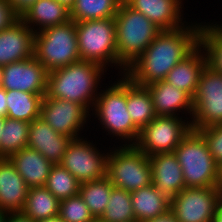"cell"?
<instances>
[{
    "mask_svg": "<svg viewBox=\"0 0 222 222\" xmlns=\"http://www.w3.org/2000/svg\"><path fill=\"white\" fill-rule=\"evenodd\" d=\"M222 124V73L206 64L193 97L191 125L198 130Z\"/></svg>",
    "mask_w": 222,
    "mask_h": 222,
    "instance_id": "10",
    "label": "cell"
},
{
    "mask_svg": "<svg viewBox=\"0 0 222 222\" xmlns=\"http://www.w3.org/2000/svg\"><path fill=\"white\" fill-rule=\"evenodd\" d=\"M118 60L127 68L162 31L124 0L114 17Z\"/></svg>",
    "mask_w": 222,
    "mask_h": 222,
    "instance_id": "5",
    "label": "cell"
},
{
    "mask_svg": "<svg viewBox=\"0 0 222 222\" xmlns=\"http://www.w3.org/2000/svg\"><path fill=\"white\" fill-rule=\"evenodd\" d=\"M59 216L64 222H94L96 220L79 194L60 201Z\"/></svg>",
    "mask_w": 222,
    "mask_h": 222,
    "instance_id": "34",
    "label": "cell"
},
{
    "mask_svg": "<svg viewBox=\"0 0 222 222\" xmlns=\"http://www.w3.org/2000/svg\"><path fill=\"white\" fill-rule=\"evenodd\" d=\"M19 19L8 1L0 0V32L11 27Z\"/></svg>",
    "mask_w": 222,
    "mask_h": 222,
    "instance_id": "36",
    "label": "cell"
},
{
    "mask_svg": "<svg viewBox=\"0 0 222 222\" xmlns=\"http://www.w3.org/2000/svg\"><path fill=\"white\" fill-rule=\"evenodd\" d=\"M60 201L45 187L29 188L21 213L32 221L59 215Z\"/></svg>",
    "mask_w": 222,
    "mask_h": 222,
    "instance_id": "26",
    "label": "cell"
},
{
    "mask_svg": "<svg viewBox=\"0 0 222 222\" xmlns=\"http://www.w3.org/2000/svg\"><path fill=\"white\" fill-rule=\"evenodd\" d=\"M213 222H222V203L218 206Z\"/></svg>",
    "mask_w": 222,
    "mask_h": 222,
    "instance_id": "41",
    "label": "cell"
},
{
    "mask_svg": "<svg viewBox=\"0 0 222 222\" xmlns=\"http://www.w3.org/2000/svg\"><path fill=\"white\" fill-rule=\"evenodd\" d=\"M221 203L218 187L184 188L170 199V211L177 222H213Z\"/></svg>",
    "mask_w": 222,
    "mask_h": 222,
    "instance_id": "11",
    "label": "cell"
},
{
    "mask_svg": "<svg viewBox=\"0 0 222 222\" xmlns=\"http://www.w3.org/2000/svg\"><path fill=\"white\" fill-rule=\"evenodd\" d=\"M107 177L114 187L132 192L152 184L149 156L135 145L109 147Z\"/></svg>",
    "mask_w": 222,
    "mask_h": 222,
    "instance_id": "8",
    "label": "cell"
},
{
    "mask_svg": "<svg viewBox=\"0 0 222 222\" xmlns=\"http://www.w3.org/2000/svg\"><path fill=\"white\" fill-rule=\"evenodd\" d=\"M5 214L3 210H0V222H3Z\"/></svg>",
    "mask_w": 222,
    "mask_h": 222,
    "instance_id": "46",
    "label": "cell"
},
{
    "mask_svg": "<svg viewBox=\"0 0 222 222\" xmlns=\"http://www.w3.org/2000/svg\"><path fill=\"white\" fill-rule=\"evenodd\" d=\"M153 186L168 198L185 188L182 168L176 154L161 153L149 156Z\"/></svg>",
    "mask_w": 222,
    "mask_h": 222,
    "instance_id": "18",
    "label": "cell"
},
{
    "mask_svg": "<svg viewBox=\"0 0 222 222\" xmlns=\"http://www.w3.org/2000/svg\"><path fill=\"white\" fill-rule=\"evenodd\" d=\"M47 75L45 67L33 56L3 66L1 87L6 91L17 90L46 95Z\"/></svg>",
    "mask_w": 222,
    "mask_h": 222,
    "instance_id": "14",
    "label": "cell"
},
{
    "mask_svg": "<svg viewBox=\"0 0 222 222\" xmlns=\"http://www.w3.org/2000/svg\"><path fill=\"white\" fill-rule=\"evenodd\" d=\"M2 77H3V67L0 66V87H1V83H2Z\"/></svg>",
    "mask_w": 222,
    "mask_h": 222,
    "instance_id": "47",
    "label": "cell"
},
{
    "mask_svg": "<svg viewBox=\"0 0 222 222\" xmlns=\"http://www.w3.org/2000/svg\"><path fill=\"white\" fill-rule=\"evenodd\" d=\"M91 112L73 101L49 98L45 95L41 102L40 118L54 131L71 139L82 137L85 125L91 119Z\"/></svg>",
    "mask_w": 222,
    "mask_h": 222,
    "instance_id": "13",
    "label": "cell"
},
{
    "mask_svg": "<svg viewBox=\"0 0 222 222\" xmlns=\"http://www.w3.org/2000/svg\"><path fill=\"white\" fill-rule=\"evenodd\" d=\"M79 56L81 60L118 69V77L124 75L126 67L118 60L116 22L114 18L97 19L76 23Z\"/></svg>",
    "mask_w": 222,
    "mask_h": 222,
    "instance_id": "4",
    "label": "cell"
},
{
    "mask_svg": "<svg viewBox=\"0 0 222 222\" xmlns=\"http://www.w3.org/2000/svg\"><path fill=\"white\" fill-rule=\"evenodd\" d=\"M6 113H7L6 90L0 87V117H6Z\"/></svg>",
    "mask_w": 222,
    "mask_h": 222,
    "instance_id": "39",
    "label": "cell"
},
{
    "mask_svg": "<svg viewBox=\"0 0 222 222\" xmlns=\"http://www.w3.org/2000/svg\"><path fill=\"white\" fill-rule=\"evenodd\" d=\"M94 222H103V221L100 219H96ZM122 222H124V221H122ZM129 222H137V221H129Z\"/></svg>",
    "mask_w": 222,
    "mask_h": 222,
    "instance_id": "48",
    "label": "cell"
},
{
    "mask_svg": "<svg viewBox=\"0 0 222 222\" xmlns=\"http://www.w3.org/2000/svg\"><path fill=\"white\" fill-rule=\"evenodd\" d=\"M202 22H189L174 29L163 30L130 64L125 75L134 83L147 86L165 80L167 74L200 45Z\"/></svg>",
    "mask_w": 222,
    "mask_h": 222,
    "instance_id": "1",
    "label": "cell"
},
{
    "mask_svg": "<svg viewBox=\"0 0 222 222\" xmlns=\"http://www.w3.org/2000/svg\"><path fill=\"white\" fill-rule=\"evenodd\" d=\"M104 73L108 74L107 70L97 63L85 60L73 62L48 73L46 95L76 102L91 112L99 94L98 88L103 86Z\"/></svg>",
    "mask_w": 222,
    "mask_h": 222,
    "instance_id": "2",
    "label": "cell"
},
{
    "mask_svg": "<svg viewBox=\"0 0 222 222\" xmlns=\"http://www.w3.org/2000/svg\"><path fill=\"white\" fill-rule=\"evenodd\" d=\"M28 186L9 158H0V210L5 213L21 212Z\"/></svg>",
    "mask_w": 222,
    "mask_h": 222,
    "instance_id": "20",
    "label": "cell"
},
{
    "mask_svg": "<svg viewBox=\"0 0 222 222\" xmlns=\"http://www.w3.org/2000/svg\"><path fill=\"white\" fill-rule=\"evenodd\" d=\"M62 5H64L67 9L71 10V8L74 6L76 0H55Z\"/></svg>",
    "mask_w": 222,
    "mask_h": 222,
    "instance_id": "42",
    "label": "cell"
},
{
    "mask_svg": "<svg viewBox=\"0 0 222 222\" xmlns=\"http://www.w3.org/2000/svg\"><path fill=\"white\" fill-rule=\"evenodd\" d=\"M3 222H34L21 212L6 213Z\"/></svg>",
    "mask_w": 222,
    "mask_h": 222,
    "instance_id": "38",
    "label": "cell"
},
{
    "mask_svg": "<svg viewBox=\"0 0 222 222\" xmlns=\"http://www.w3.org/2000/svg\"><path fill=\"white\" fill-rule=\"evenodd\" d=\"M183 118L156 116L140 131L135 146L147 156L174 152L192 130L190 118Z\"/></svg>",
    "mask_w": 222,
    "mask_h": 222,
    "instance_id": "9",
    "label": "cell"
},
{
    "mask_svg": "<svg viewBox=\"0 0 222 222\" xmlns=\"http://www.w3.org/2000/svg\"><path fill=\"white\" fill-rule=\"evenodd\" d=\"M127 111L140 131L157 116L148 88L132 82L128 77Z\"/></svg>",
    "mask_w": 222,
    "mask_h": 222,
    "instance_id": "25",
    "label": "cell"
},
{
    "mask_svg": "<svg viewBox=\"0 0 222 222\" xmlns=\"http://www.w3.org/2000/svg\"><path fill=\"white\" fill-rule=\"evenodd\" d=\"M81 183L61 164H53L45 187L59 200L79 194Z\"/></svg>",
    "mask_w": 222,
    "mask_h": 222,
    "instance_id": "32",
    "label": "cell"
},
{
    "mask_svg": "<svg viewBox=\"0 0 222 222\" xmlns=\"http://www.w3.org/2000/svg\"><path fill=\"white\" fill-rule=\"evenodd\" d=\"M117 82L99 90L95 100L92 116L99 120L102 130L114 139L120 141V145H135L140 130L134 125L127 111V76L120 75ZM121 78V79H120ZM112 135V136H111ZM124 142V144H123Z\"/></svg>",
    "mask_w": 222,
    "mask_h": 222,
    "instance_id": "3",
    "label": "cell"
},
{
    "mask_svg": "<svg viewBox=\"0 0 222 222\" xmlns=\"http://www.w3.org/2000/svg\"><path fill=\"white\" fill-rule=\"evenodd\" d=\"M131 202L137 222L154 219L170 210V198L153 184L131 192Z\"/></svg>",
    "mask_w": 222,
    "mask_h": 222,
    "instance_id": "24",
    "label": "cell"
},
{
    "mask_svg": "<svg viewBox=\"0 0 222 222\" xmlns=\"http://www.w3.org/2000/svg\"><path fill=\"white\" fill-rule=\"evenodd\" d=\"M36 222H64L59 215L55 216V217H50V218H46V219H42Z\"/></svg>",
    "mask_w": 222,
    "mask_h": 222,
    "instance_id": "43",
    "label": "cell"
},
{
    "mask_svg": "<svg viewBox=\"0 0 222 222\" xmlns=\"http://www.w3.org/2000/svg\"><path fill=\"white\" fill-rule=\"evenodd\" d=\"M113 187L107 176L81 183L79 195L95 219H99L103 215Z\"/></svg>",
    "mask_w": 222,
    "mask_h": 222,
    "instance_id": "30",
    "label": "cell"
},
{
    "mask_svg": "<svg viewBox=\"0 0 222 222\" xmlns=\"http://www.w3.org/2000/svg\"><path fill=\"white\" fill-rule=\"evenodd\" d=\"M34 57L48 73L81 60L76 22L69 20L35 33Z\"/></svg>",
    "mask_w": 222,
    "mask_h": 222,
    "instance_id": "7",
    "label": "cell"
},
{
    "mask_svg": "<svg viewBox=\"0 0 222 222\" xmlns=\"http://www.w3.org/2000/svg\"><path fill=\"white\" fill-rule=\"evenodd\" d=\"M132 9L142 13L158 28L174 30L186 25L184 0H124ZM183 6V7H182ZM184 20V21H183Z\"/></svg>",
    "mask_w": 222,
    "mask_h": 222,
    "instance_id": "15",
    "label": "cell"
},
{
    "mask_svg": "<svg viewBox=\"0 0 222 222\" xmlns=\"http://www.w3.org/2000/svg\"><path fill=\"white\" fill-rule=\"evenodd\" d=\"M146 87L151 94L157 116L181 117V112L182 115H190L189 118L191 121L193 115V98L188 93L170 85L164 80L151 83Z\"/></svg>",
    "mask_w": 222,
    "mask_h": 222,
    "instance_id": "19",
    "label": "cell"
},
{
    "mask_svg": "<svg viewBox=\"0 0 222 222\" xmlns=\"http://www.w3.org/2000/svg\"><path fill=\"white\" fill-rule=\"evenodd\" d=\"M206 140L209 151L218 165L222 164V124L197 130Z\"/></svg>",
    "mask_w": 222,
    "mask_h": 222,
    "instance_id": "35",
    "label": "cell"
},
{
    "mask_svg": "<svg viewBox=\"0 0 222 222\" xmlns=\"http://www.w3.org/2000/svg\"><path fill=\"white\" fill-rule=\"evenodd\" d=\"M20 19L38 33L46 28L67 23L70 20V10L55 0H38Z\"/></svg>",
    "mask_w": 222,
    "mask_h": 222,
    "instance_id": "23",
    "label": "cell"
},
{
    "mask_svg": "<svg viewBox=\"0 0 222 222\" xmlns=\"http://www.w3.org/2000/svg\"><path fill=\"white\" fill-rule=\"evenodd\" d=\"M108 155L109 151L102 152L96 143L81 137L71 140L60 164L80 183H85L107 176Z\"/></svg>",
    "mask_w": 222,
    "mask_h": 222,
    "instance_id": "12",
    "label": "cell"
},
{
    "mask_svg": "<svg viewBox=\"0 0 222 222\" xmlns=\"http://www.w3.org/2000/svg\"><path fill=\"white\" fill-rule=\"evenodd\" d=\"M200 45L206 52L207 64L222 73V23L202 22Z\"/></svg>",
    "mask_w": 222,
    "mask_h": 222,
    "instance_id": "31",
    "label": "cell"
},
{
    "mask_svg": "<svg viewBox=\"0 0 222 222\" xmlns=\"http://www.w3.org/2000/svg\"><path fill=\"white\" fill-rule=\"evenodd\" d=\"M103 222L136 221L131 202V192L113 187L103 215Z\"/></svg>",
    "mask_w": 222,
    "mask_h": 222,
    "instance_id": "33",
    "label": "cell"
},
{
    "mask_svg": "<svg viewBox=\"0 0 222 222\" xmlns=\"http://www.w3.org/2000/svg\"><path fill=\"white\" fill-rule=\"evenodd\" d=\"M174 153L182 168L185 188L218 187L219 165L198 131L192 129Z\"/></svg>",
    "mask_w": 222,
    "mask_h": 222,
    "instance_id": "6",
    "label": "cell"
},
{
    "mask_svg": "<svg viewBox=\"0 0 222 222\" xmlns=\"http://www.w3.org/2000/svg\"><path fill=\"white\" fill-rule=\"evenodd\" d=\"M29 122L5 117L0 137V158H9L13 153L27 147Z\"/></svg>",
    "mask_w": 222,
    "mask_h": 222,
    "instance_id": "29",
    "label": "cell"
},
{
    "mask_svg": "<svg viewBox=\"0 0 222 222\" xmlns=\"http://www.w3.org/2000/svg\"><path fill=\"white\" fill-rule=\"evenodd\" d=\"M71 138L54 131L43 119L36 118L29 125L27 147L37 150L52 164H60Z\"/></svg>",
    "mask_w": 222,
    "mask_h": 222,
    "instance_id": "17",
    "label": "cell"
},
{
    "mask_svg": "<svg viewBox=\"0 0 222 222\" xmlns=\"http://www.w3.org/2000/svg\"><path fill=\"white\" fill-rule=\"evenodd\" d=\"M144 222H177L174 214L169 210L164 215L158 216L154 219L146 220Z\"/></svg>",
    "mask_w": 222,
    "mask_h": 222,
    "instance_id": "40",
    "label": "cell"
},
{
    "mask_svg": "<svg viewBox=\"0 0 222 222\" xmlns=\"http://www.w3.org/2000/svg\"><path fill=\"white\" fill-rule=\"evenodd\" d=\"M218 188L222 191V164L218 168Z\"/></svg>",
    "mask_w": 222,
    "mask_h": 222,
    "instance_id": "44",
    "label": "cell"
},
{
    "mask_svg": "<svg viewBox=\"0 0 222 222\" xmlns=\"http://www.w3.org/2000/svg\"><path fill=\"white\" fill-rule=\"evenodd\" d=\"M28 188L45 185L53 164L37 150L25 147L9 157Z\"/></svg>",
    "mask_w": 222,
    "mask_h": 222,
    "instance_id": "22",
    "label": "cell"
},
{
    "mask_svg": "<svg viewBox=\"0 0 222 222\" xmlns=\"http://www.w3.org/2000/svg\"><path fill=\"white\" fill-rule=\"evenodd\" d=\"M4 122H5V117H0V137L2 135Z\"/></svg>",
    "mask_w": 222,
    "mask_h": 222,
    "instance_id": "45",
    "label": "cell"
},
{
    "mask_svg": "<svg viewBox=\"0 0 222 222\" xmlns=\"http://www.w3.org/2000/svg\"><path fill=\"white\" fill-rule=\"evenodd\" d=\"M34 36L21 19L0 32V66L26 60L34 56Z\"/></svg>",
    "mask_w": 222,
    "mask_h": 222,
    "instance_id": "16",
    "label": "cell"
},
{
    "mask_svg": "<svg viewBox=\"0 0 222 222\" xmlns=\"http://www.w3.org/2000/svg\"><path fill=\"white\" fill-rule=\"evenodd\" d=\"M206 64V52L204 48L199 45L167 74L164 81L183 90L193 98L197 90L199 76Z\"/></svg>",
    "mask_w": 222,
    "mask_h": 222,
    "instance_id": "21",
    "label": "cell"
},
{
    "mask_svg": "<svg viewBox=\"0 0 222 222\" xmlns=\"http://www.w3.org/2000/svg\"><path fill=\"white\" fill-rule=\"evenodd\" d=\"M45 95L8 90L6 117L31 123L40 117L41 102Z\"/></svg>",
    "mask_w": 222,
    "mask_h": 222,
    "instance_id": "27",
    "label": "cell"
},
{
    "mask_svg": "<svg viewBox=\"0 0 222 222\" xmlns=\"http://www.w3.org/2000/svg\"><path fill=\"white\" fill-rule=\"evenodd\" d=\"M123 0H76L70 10L74 22L114 18Z\"/></svg>",
    "mask_w": 222,
    "mask_h": 222,
    "instance_id": "28",
    "label": "cell"
},
{
    "mask_svg": "<svg viewBox=\"0 0 222 222\" xmlns=\"http://www.w3.org/2000/svg\"><path fill=\"white\" fill-rule=\"evenodd\" d=\"M14 12L21 18L38 0H7Z\"/></svg>",
    "mask_w": 222,
    "mask_h": 222,
    "instance_id": "37",
    "label": "cell"
}]
</instances>
